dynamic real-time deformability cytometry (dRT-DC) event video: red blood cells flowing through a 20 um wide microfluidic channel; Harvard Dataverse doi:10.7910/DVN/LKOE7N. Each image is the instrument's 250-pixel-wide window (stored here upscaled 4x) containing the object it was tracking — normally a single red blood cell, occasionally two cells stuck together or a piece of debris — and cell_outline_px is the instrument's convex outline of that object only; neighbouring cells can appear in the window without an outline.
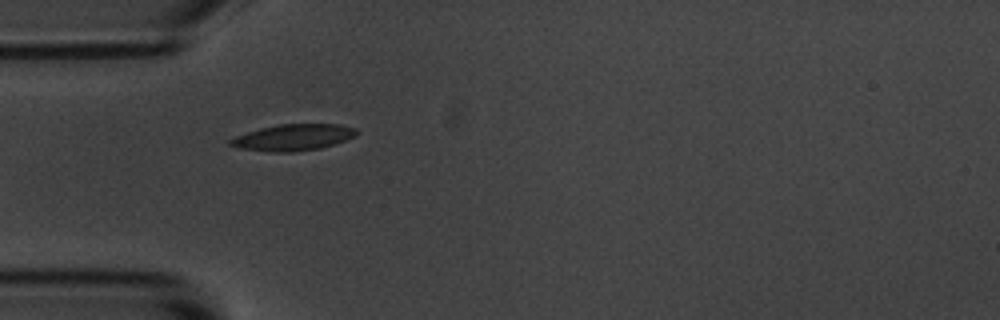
{"species": "common noctule bat (a hibernating species)", "species_latin": "Nyctalus noctula", "temperature_condition": "room temperature", "stored_images_in_passage": 2, "camera_frame_rate_fps": 3000, "um_per_image_px": 0.085, "animal": {"sex": "male", "body_mass_g": 20.1, "forearm_length_mm": 53.5}, "frame": {"image": 1, "passage_image": 1, "time_ms": 0.0, "image_size_px": [1000, 320], "cell_outline_px": [[360, 132], [356, 136], [320, 148], [292, 152], [272, 152], [240, 148], [228, 144], [228, 140], [236, 136], [260, 128], [280, 124], [340, 124], [356, 128]], "centroid_in_image_um": [24.94, 11.67], "position_along_channel_um": 60.1, "area_um2": 19.31}}